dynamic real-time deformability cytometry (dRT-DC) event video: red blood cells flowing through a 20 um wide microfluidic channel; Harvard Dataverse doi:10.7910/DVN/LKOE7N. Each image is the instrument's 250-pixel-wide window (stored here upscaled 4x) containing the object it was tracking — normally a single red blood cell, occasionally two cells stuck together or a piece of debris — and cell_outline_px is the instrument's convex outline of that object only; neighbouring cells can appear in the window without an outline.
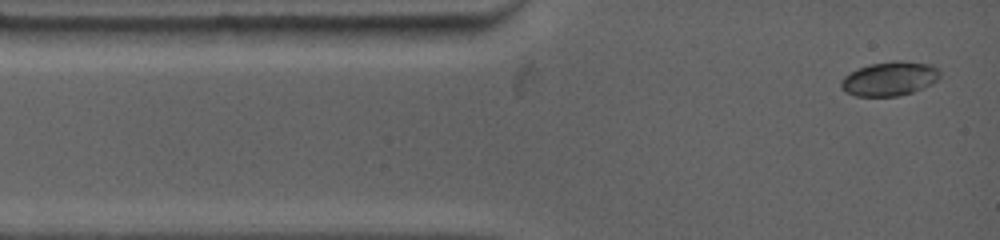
{"species": "common noctule bat (a hibernating species)", "species_latin": "Nyctalus noctula", "temperature_condition": "warm", "stored_images_in_passage": 18, "camera_frame_rate_fps": 4500, "um_per_image_px": 0.085, "animal": {"sex": "female", "body_mass_g": 19.0, "forearm_length_mm": 53.3}, "frame": {"image": 1, "passage_image": 1, "time_ms": 0.0, "image_size_px": [1000, 240], "cell_outline_px": [[940, 76], [936, 80], [912, 92], [896, 96], [856, 96], [840, 88], [840, 80], [844, 76], [860, 68], [872, 64], [896, 60], [900, 60], [932, 64], [940, 72]], "centroid_in_image_um": [75.6, 6.68], "position_along_channel_um": 9.4, "area_um2": 19.36}}
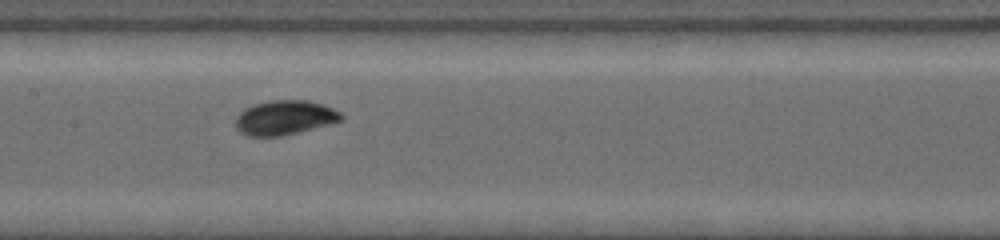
{"frame": {"image": 2, "passage_image": 11, "time_ms": 5.556, "image_size_px": [1000, 240], "cell_outline_px": [[344, 116], [340, 120], [328, 124], [280, 136], [248, 136], [240, 132], [236, 128], [236, 116], [244, 108], [252, 104], [272, 100], [308, 100], [332, 108], [340, 112]], "centroid_in_image_um": [24.14, 9.99], "position_along_channel_um": 183.3, "area_um2": 20.98}}
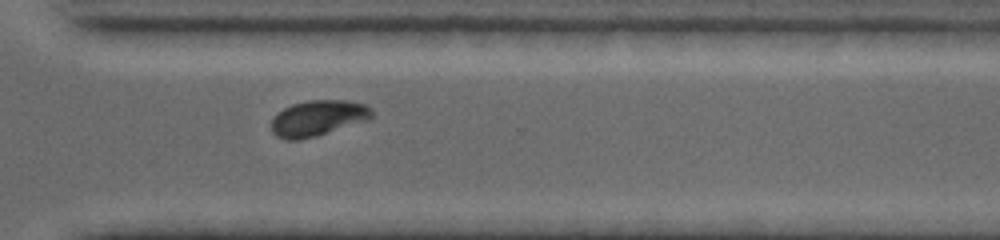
{"frame": {"image": 3, "passage_image": 18, "time_ms": 9.778, "image_size_px": [1000, 240], "cell_outline_px": [[372, 116], [364, 120], [316, 136], [296, 140], [288, 140], [276, 136], [272, 132], [272, 116], [276, 112], [292, 104], [308, 100], [348, 100], [364, 104], [372, 108]], "centroid_in_image_um": [26.96, 10.02], "position_along_channel_um": 343.6, "area_um2": 20.69}}